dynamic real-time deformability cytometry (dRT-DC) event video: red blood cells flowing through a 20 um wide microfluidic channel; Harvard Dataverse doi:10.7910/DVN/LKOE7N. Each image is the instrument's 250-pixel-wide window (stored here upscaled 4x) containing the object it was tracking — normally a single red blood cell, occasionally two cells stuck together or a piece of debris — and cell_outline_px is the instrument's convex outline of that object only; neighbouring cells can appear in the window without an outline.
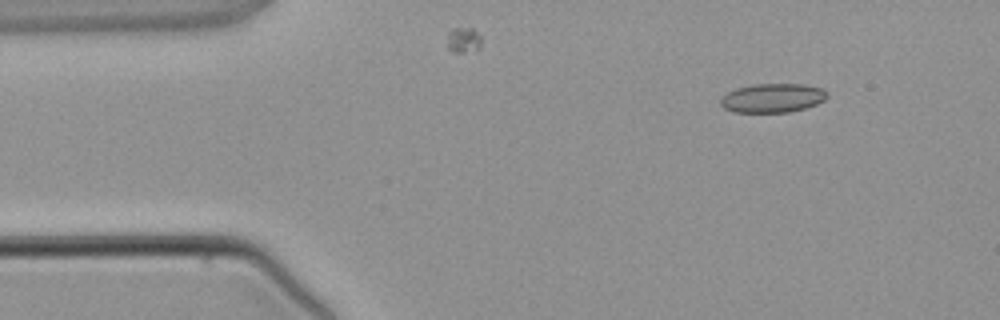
{"species": "common noctule bat (a hibernating species)", "species_latin": "Nyctalus noctula", "temperature_condition": "warm", "stored_images_in_passage": 2, "camera_frame_rate_fps": 3000, "um_per_image_px": 0.085, "animal": {"sex": "male", "body_mass_g": 21.5, "forearm_length_mm": 52.0}, "frame": {"image": 1, "passage_image": 1, "time_ms": 0.0, "image_size_px": [1000, 320], "cell_outline_px": [[828, 96], [824, 100], [816, 104], [804, 108], [788, 112], [732, 112], [724, 108], [720, 104], [720, 96], [736, 88], [752, 84], [804, 84], [824, 88], [828, 92]], "centroid_in_image_um": [65.66, 8.32], "position_along_channel_um": 19.3, "area_um2": 18.21}}
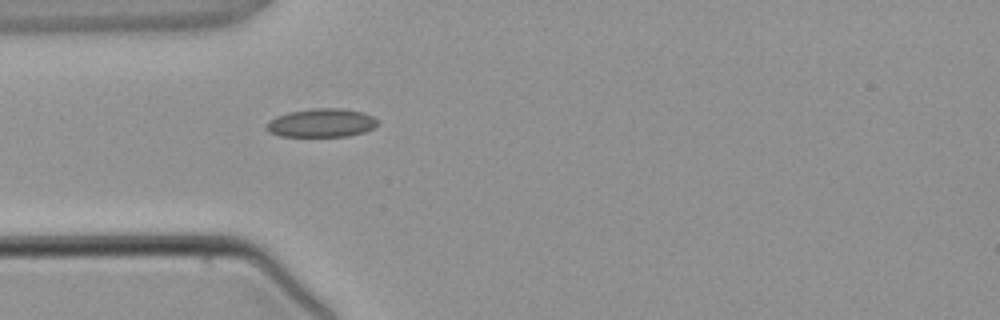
{"frame": {"image": 2, "passage_image": 2, "time_ms": 2.333, "image_size_px": [1000, 320], "cell_outline_px": [[380, 124], [364, 132], [348, 136], [280, 136], [268, 132], [264, 128], [268, 120], [276, 116], [288, 112], [312, 108], [344, 108], [364, 112], [380, 120]], "centroid_in_image_um": [27.32, 10.44], "position_along_channel_um": 57.7, "area_um2": 18.84}}